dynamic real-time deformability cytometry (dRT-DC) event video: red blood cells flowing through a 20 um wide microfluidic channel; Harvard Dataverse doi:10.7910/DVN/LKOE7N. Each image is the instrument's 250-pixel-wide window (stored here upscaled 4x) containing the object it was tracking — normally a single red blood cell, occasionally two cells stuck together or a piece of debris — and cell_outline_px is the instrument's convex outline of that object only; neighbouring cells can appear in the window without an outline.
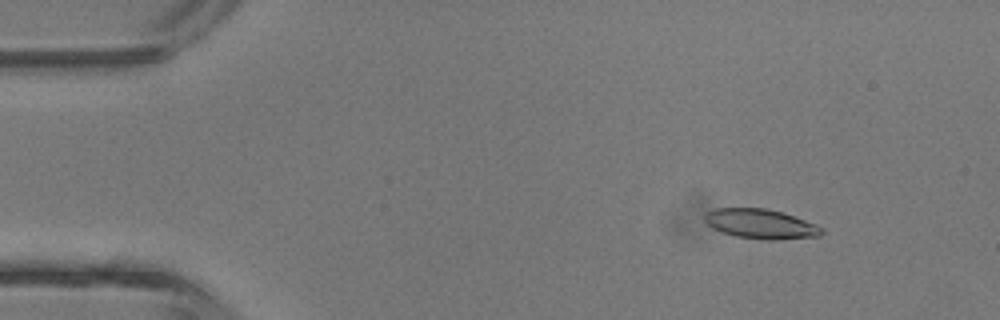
{"species": "common noctule bat (a hibernating species)", "species_latin": "Nyctalus noctula", "temperature_condition": "room temperature", "stored_images_in_passage": 3, "camera_frame_rate_fps": 3000, "um_per_image_px": 0.085, "animal": {"sex": "male", "body_mass_g": 13.3}, "frame": {"image": 1, "passage_image": 1, "time_ms": 0.0, "image_size_px": [1000, 320], "cell_outline_px": [[824, 232], [820, 236], [776, 240], [768, 240], [736, 236], [712, 228], [704, 220], [704, 216], [708, 212], [716, 208], [768, 208], [816, 224], [824, 228]], "centroid_in_image_um": [64.69, 19.04], "position_along_channel_um": 20.3, "area_um2": 20.06}}
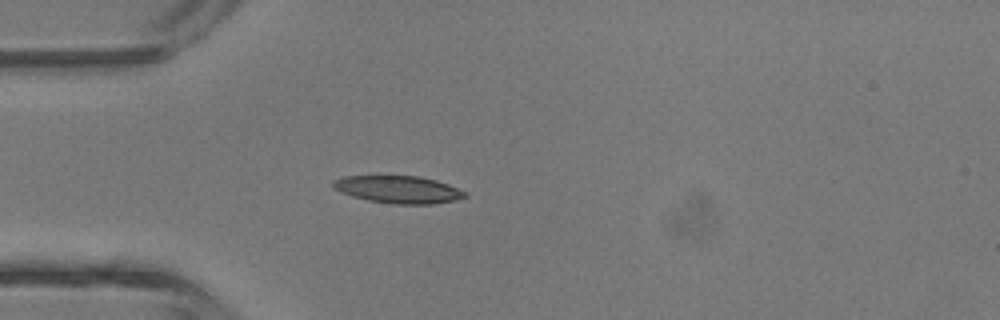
{"frame": {"image": 2, "passage_image": 3, "time_ms": 2.333, "image_size_px": [1000, 320], "cell_outline_px": [[468, 196], [452, 200], [432, 204], [396, 204], [368, 200], [352, 196], [332, 188], [332, 180], [344, 176], [420, 176], [436, 180], [448, 184], [468, 192]], "centroid_in_image_um": [33.85, 16.1], "position_along_channel_um": 51.1, "area_um2": 21.04}}